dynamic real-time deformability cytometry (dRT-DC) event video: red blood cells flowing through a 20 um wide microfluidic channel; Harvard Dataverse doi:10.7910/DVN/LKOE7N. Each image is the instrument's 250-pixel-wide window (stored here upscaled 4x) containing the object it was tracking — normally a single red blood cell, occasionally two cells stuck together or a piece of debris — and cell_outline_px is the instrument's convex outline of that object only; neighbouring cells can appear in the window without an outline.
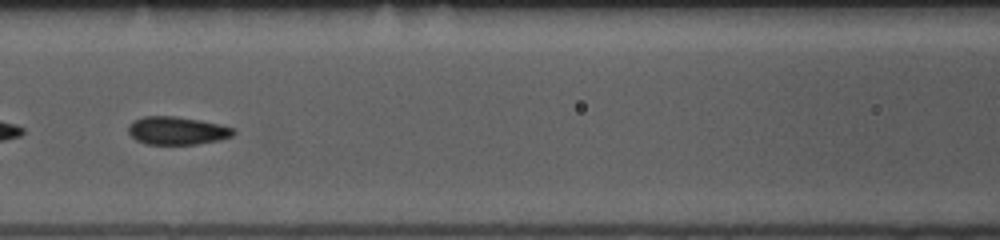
{"species": "common noctule bat (a hibernating species)", "species_latin": "Nyctalus noctula", "temperature_condition": "room temperature", "stored_images_in_passage": 28, "camera_frame_rate_fps": 3000, "um_per_image_px": 0.085, "animal": {"sex": "female", "body_mass_g": 10.0, "forearm_length_mm": 53.1}, "frame": {"image": 1, "passage_image": 11, "time_ms": 3.333, "image_size_px": [1000, 240], "cell_outline_px": [[236, 132], [232, 136], [220, 140], [196, 144], [148, 144], [136, 140], [128, 132], [128, 124], [132, 120], [144, 116], [176, 116], [200, 120], [220, 124], [236, 128]], "centroid_in_image_um": [15.06, 11.09], "position_along_channel_um": 151.5, "area_um2": 17.34}}